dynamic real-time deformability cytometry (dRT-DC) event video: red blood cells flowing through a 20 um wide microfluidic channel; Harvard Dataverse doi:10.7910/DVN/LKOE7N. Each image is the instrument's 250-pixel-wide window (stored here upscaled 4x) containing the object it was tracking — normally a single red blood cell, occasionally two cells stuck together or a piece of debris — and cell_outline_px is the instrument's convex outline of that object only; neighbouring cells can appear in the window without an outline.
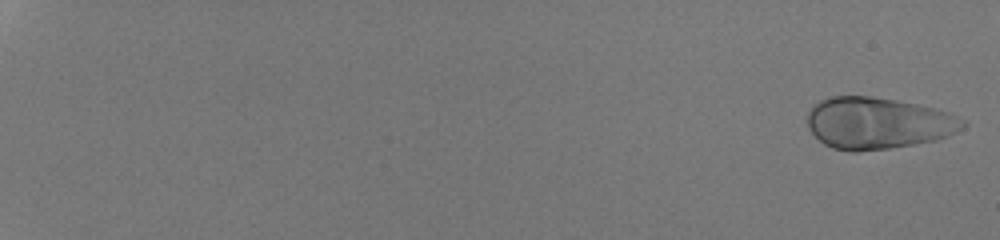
{"species": "human", "species_latin": "Homo sapiens", "temperature_condition": "room temperature", "stored_images_in_passage": 52, "camera_frame_rate_fps": 3000, "um_per_image_px": 0.085, "donor": {"sex": "male"}, "frame": {"image": 1, "passage_image": 1, "time_ms": 0.0, "image_size_px": [1000, 240], "cell_outline_px": [[968, 124], [964, 128], [948, 136], [936, 140], [888, 148], [856, 152], [852, 152], [832, 148], [824, 144], [808, 128], [808, 112], [820, 100], [828, 96], [872, 96], [896, 100], [916, 104], [948, 112], [964, 120]], "centroid_in_image_um": [74.62, 10.46], "position_along_channel_um": 10.4, "area_um2": 46.7}}
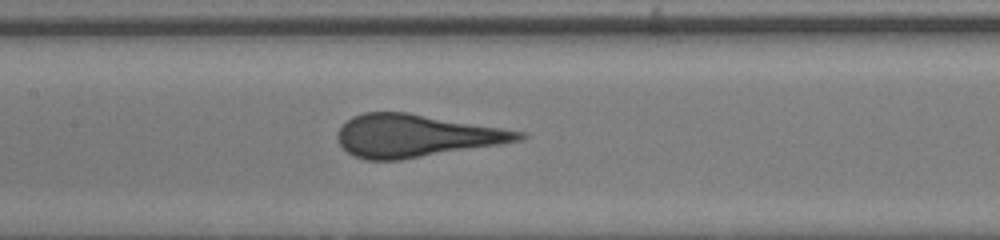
{"frame": {"image": 2, "passage_image": 30, "time_ms": 9.667, "image_size_px": [1000, 240], "cell_outline_px": [[528, 136], [524, 140], [500, 144], [400, 160], [364, 160], [348, 152], [340, 144], [336, 136], [340, 128], [352, 116], [364, 112], [408, 112], [528, 132]], "centroid_in_image_um": [35.4, 11.53], "position_along_channel_um": 172.0, "area_um2": 45.03}}
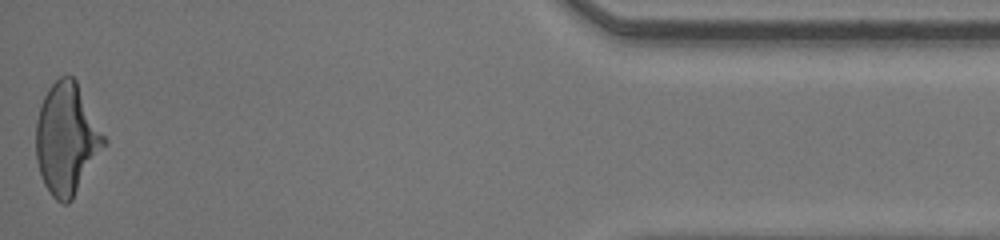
{"frame": {"image": 3, "passage_image": 52, "time_ms": 17.0, "image_size_px": [1000, 240], "cell_outline_px": [[108, 140], [72, 200], [68, 204], [64, 204], [56, 200], [52, 196], [44, 184], [36, 160], [36, 120], [40, 104], [48, 88], [60, 76], [72, 76], [76, 80]], "centroid_in_image_um": [5.66, 11.8], "position_along_channel_um": 429.5, "area_um2": 44.1}}